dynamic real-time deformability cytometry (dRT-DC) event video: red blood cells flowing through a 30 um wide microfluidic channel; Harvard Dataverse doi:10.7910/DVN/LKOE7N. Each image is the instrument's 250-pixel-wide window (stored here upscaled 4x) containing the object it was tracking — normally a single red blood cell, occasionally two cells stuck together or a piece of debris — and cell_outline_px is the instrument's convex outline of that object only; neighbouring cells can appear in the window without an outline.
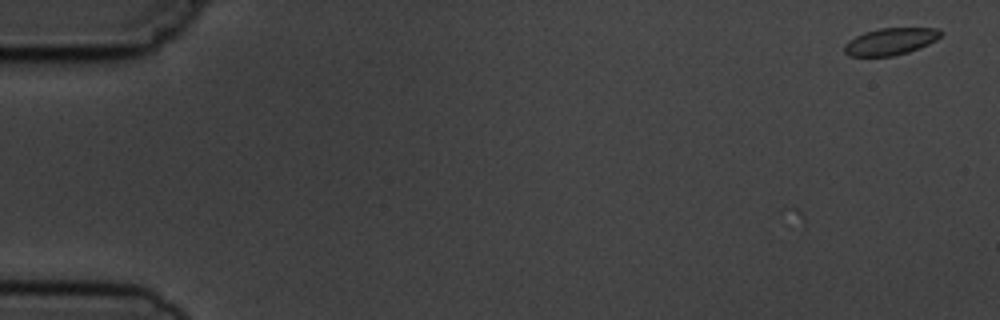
{"species": "common noctule bat (a hibernating species)", "species_latin": "Nyctalus noctula", "temperature_condition": "cold", "stored_images_in_passage": 6, "camera_frame_rate_fps": 3000, "um_per_image_px": 0.085, "animal": {"sex": "male", "body_mass_g": 19.5, "forearm_length_mm": 54.6}, "frame": {"image": 1, "passage_image": 1, "time_ms": 0.0, "image_size_px": [1000, 320], "cell_outline_px": [[944, 32], [936, 40], [920, 48], [908, 52], [892, 56], [848, 56], [844, 52], [844, 44], [848, 40], [864, 32], [880, 28], [936, 28]], "centroid_in_image_um": [75.68, 3.52], "position_along_channel_um": 9.3, "area_um2": 15.2}}
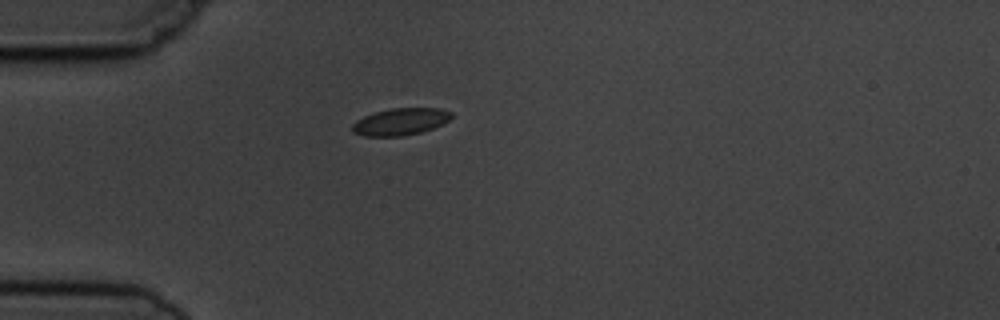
{"frame": {"image": 2, "passage_image": 5, "time_ms": 4.667, "image_size_px": [1000, 320], "cell_outline_px": [[452, 116], [448, 120], [432, 128], [420, 132], [404, 136], [364, 136], [352, 132], [352, 124], [356, 120], [372, 112], [392, 108], [440, 108], [452, 112]], "centroid_in_image_um": [33.99, 10.33], "position_along_channel_um": 51.0, "area_um2": 15.61}}